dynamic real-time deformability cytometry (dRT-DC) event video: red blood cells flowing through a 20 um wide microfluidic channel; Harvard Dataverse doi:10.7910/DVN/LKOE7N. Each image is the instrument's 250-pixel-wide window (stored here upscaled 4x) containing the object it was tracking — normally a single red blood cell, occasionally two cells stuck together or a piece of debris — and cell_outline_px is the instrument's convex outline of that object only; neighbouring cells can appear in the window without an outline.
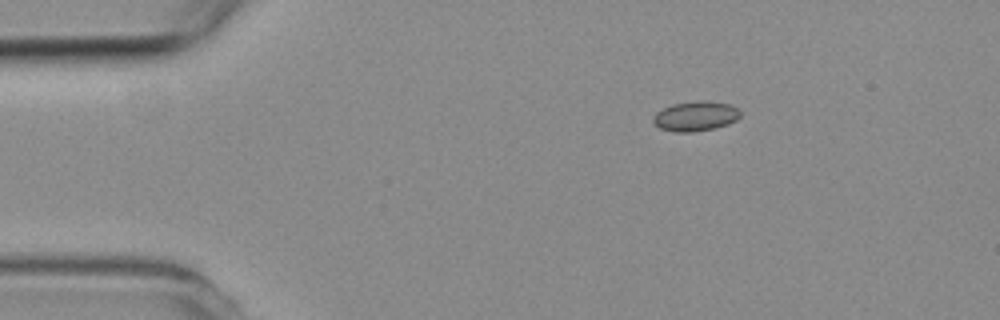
{"species": "common noctule bat (a hibernating species)", "species_latin": "Nyctalus noctula", "temperature_condition": "room temperature", "stored_images_in_passage": 2, "camera_frame_rate_fps": 3000, "um_per_image_px": 0.085, "animal": {"sex": "female", "body_mass_g": 19.3, "forearm_length_mm": 54.1}, "frame": {"image": 1, "passage_image": 2, "time_ms": 2.0, "image_size_px": [1000, 320], "cell_outline_px": [[740, 116], [736, 120], [728, 124], [716, 128], [692, 132], [676, 132], [660, 128], [652, 120], [652, 116], [656, 112], [672, 104], [700, 100], [704, 100], [728, 104], [736, 108], [740, 112]], "centroid_in_image_um": [59.11, 9.87], "position_along_channel_um": 25.9, "area_um2": 15.09}}